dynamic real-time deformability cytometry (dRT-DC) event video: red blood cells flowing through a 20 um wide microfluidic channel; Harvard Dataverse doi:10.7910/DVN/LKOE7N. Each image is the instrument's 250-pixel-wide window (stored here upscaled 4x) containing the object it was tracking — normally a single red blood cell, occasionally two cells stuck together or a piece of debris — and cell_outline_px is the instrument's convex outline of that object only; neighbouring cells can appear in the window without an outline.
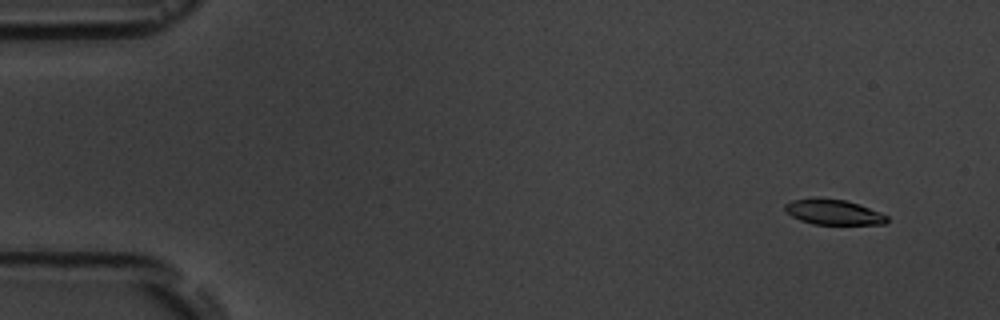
{"species": "common noctule bat (a hibernating species)", "species_latin": "Nyctalus noctula", "temperature_condition": "room temperature", "stored_images_in_passage": 4, "camera_frame_rate_fps": 3000, "um_per_image_px": 0.085, "animal": {"sex": "male", "body_mass_g": 19.5, "forearm_length_mm": 54.6}, "frame": {"image": 1, "passage_image": 1, "time_ms": 0.0, "image_size_px": [1000, 320], "cell_outline_px": [[888, 220], [884, 224], [812, 224], [800, 220], [784, 212], [784, 204], [792, 200], [844, 200], [880, 212], [888, 216]], "centroid_in_image_um": [70.83, 18.07], "position_along_channel_um": 14.2, "area_um2": 14.39}}